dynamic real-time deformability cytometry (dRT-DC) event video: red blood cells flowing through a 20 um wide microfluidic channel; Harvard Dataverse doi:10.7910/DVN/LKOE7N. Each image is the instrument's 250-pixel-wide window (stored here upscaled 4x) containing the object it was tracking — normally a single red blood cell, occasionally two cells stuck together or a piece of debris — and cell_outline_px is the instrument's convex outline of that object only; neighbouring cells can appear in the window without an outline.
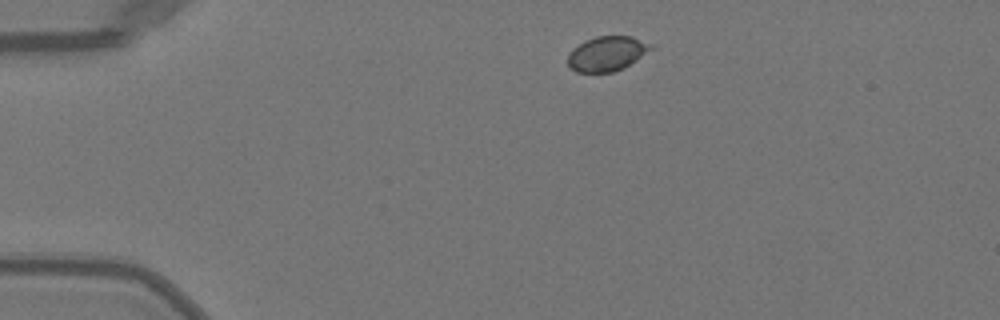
{"species": "Egyptian fruit bat (a non-hibernating species)", "species_latin": "Rousettus aegyptiacus", "temperature_condition": "warm", "stored_images_in_passage": 9, "camera_frame_rate_fps": 3000, "um_per_image_px": 0.085, "animal": {"sex": "female"}, "frame": {"image": 1, "passage_image": 1, "time_ms": 0.0, "image_size_px": [1000, 320], "cell_outline_px": [[656, 44], [652, 48], [636, 60], [624, 68], [612, 72], [576, 72], [568, 64], [568, 56], [584, 40], [596, 36], [632, 36]], "centroid_in_image_um": [51.65, 4.55], "position_along_channel_um": 33.4, "area_um2": 16.7}}
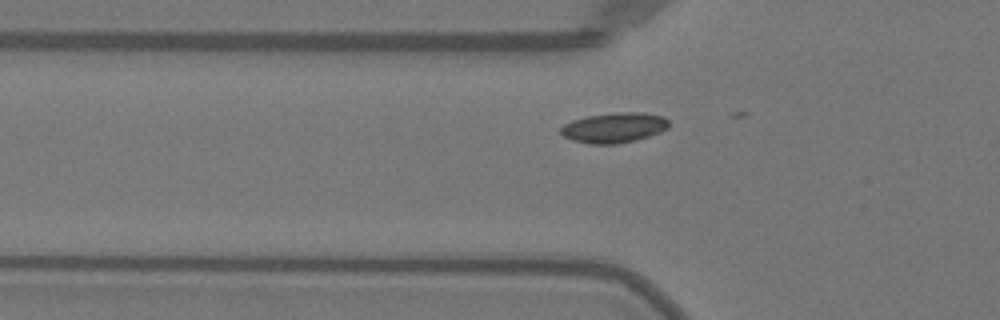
{"frame": {"image": 2, "passage_image": 8, "time_ms": 2.333, "image_size_px": [1000, 320], "cell_outline_px": [[668, 128], [660, 132], [648, 136], [616, 144], [588, 144], [572, 140], [564, 136], [560, 132], [560, 128], [564, 124], [572, 120], [588, 116], [620, 112], [644, 112], [664, 116], [668, 120]], "centroid_in_image_um": [52.19, 10.84], "position_along_channel_um": 73.6, "area_um2": 18.9}}